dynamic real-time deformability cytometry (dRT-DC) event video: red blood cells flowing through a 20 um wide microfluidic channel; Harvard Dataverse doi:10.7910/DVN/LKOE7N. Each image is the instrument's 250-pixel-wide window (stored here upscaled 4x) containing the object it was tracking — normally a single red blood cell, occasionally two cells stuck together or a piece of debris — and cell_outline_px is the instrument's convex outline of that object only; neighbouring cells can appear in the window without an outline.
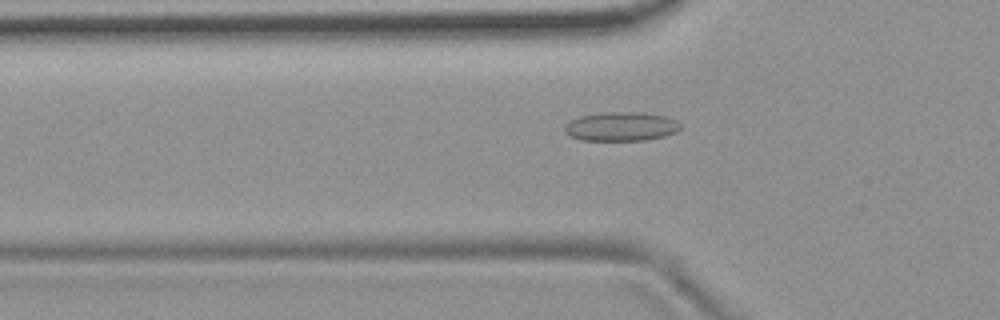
{"species": "common noctule bat (a hibernating species)", "species_latin": "Nyctalus noctula", "temperature_condition": "room temperature", "stored_images_in_passage": 54, "camera_frame_rate_fps": 3000, "um_per_image_px": 0.085, "animal": {"sex": "female", "body_mass_g": 19.9}, "frame": {"image": 1, "passage_image": 18, "time_ms": 5.667, "image_size_px": [1000, 320], "cell_outline_px": [[680, 128], [676, 132], [664, 136], [644, 140], [580, 140], [568, 136], [564, 132], [564, 124], [580, 116], [600, 112], [640, 112], [664, 116], [676, 120], [680, 124]], "centroid_in_image_um": [52.74, 10.75], "position_along_channel_um": 73.1, "area_um2": 19.65}}
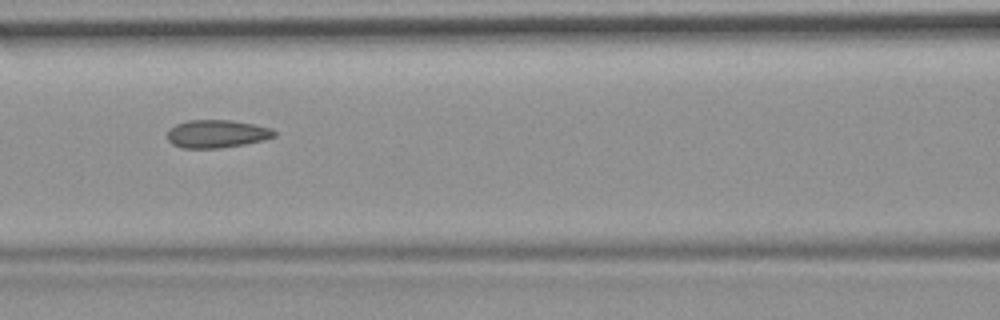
{"frame": {"image": 2, "passage_image": 24, "time_ms": 7.667, "image_size_px": [1000, 320], "cell_outline_px": [[276, 136], [264, 140], [244, 144], [220, 148], [180, 148], [172, 144], [168, 140], [168, 128], [176, 124], [188, 120], [228, 120], [252, 124], [272, 128], [276, 132]], "centroid_in_image_um": [18.41, 11.38], "position_along_channel_um": 148.2, "area_um2": 17.46}}
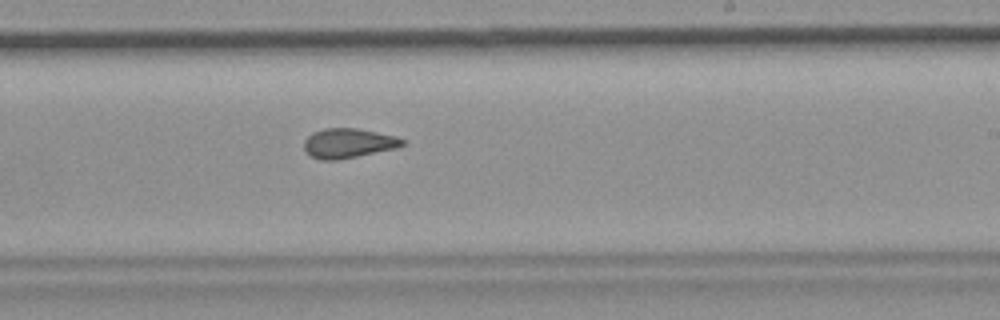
{"frame": {"image": 3, "passage_image": 33, "time_ms": 10.667, "image_size_px": [1000, 320], "cell_outline_px": [[404, 144], [396, 148], [336, 160], [320, 160], [312, 156], [304, 148], [304, 140], [312, 132], [324, 128], [356, 128], [396, 136], [404, 140]], "centroid_in_image_um": [29.58, 12.16], "position_along_channel_um": 259.4, "area_um2": 16.76}, "authors_computed_cell_mechanics": {"area_um2": 17.7735, "velocity_mm_per_s": 3.7309, "shape_relaxation_time_tau1_ms": null, "shape_relaxation_time_tau2_ms": 2.0494, "deformation_change_tau1": null, "deformation_change_tau2": 0.0894}}